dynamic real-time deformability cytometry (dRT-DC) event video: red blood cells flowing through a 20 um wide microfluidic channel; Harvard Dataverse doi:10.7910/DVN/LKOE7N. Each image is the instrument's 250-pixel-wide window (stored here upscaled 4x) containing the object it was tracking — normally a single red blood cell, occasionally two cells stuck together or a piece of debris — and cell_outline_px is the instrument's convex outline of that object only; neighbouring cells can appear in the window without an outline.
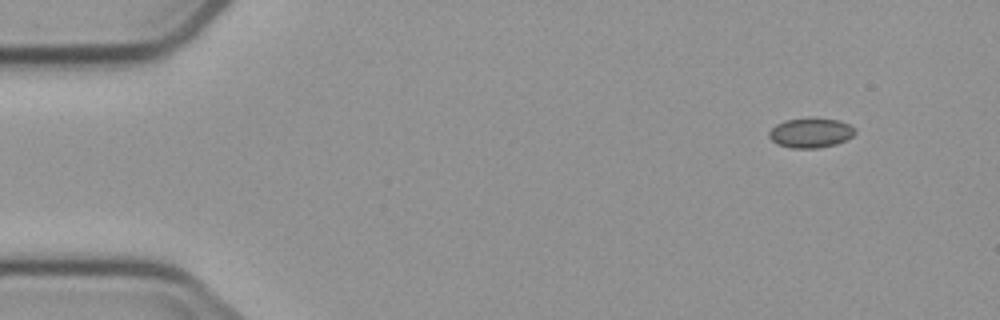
{"species": "common noctule bat (a hibernating species)", "species_latin": "Nyctalus noctula", "temperature_condition": "cold", "stored_images_in_passage": 4, "camera_frame_rate_fps": 3000, "um_per_image_px": 0.085, "animal": {"sex": "male", "body_mass_g": 23.1, "forearm_length_mm": 52.7}, "frame": {"image": 1, "passage_image": 1, "time_ms": 0.0, "image_size_px": [1000, 320], "cell_outline_px": [[856, 132], [852, 136], [836, 144], [820, 148], [792, 148], [776, 144], [768, 136], [768, 132], [776, 124], [784, 120], [812, 116], [840, 120], [856, 128]], "centroid_in_image_um": [68.9, 11.26], "position_along_channel_um": 16.1, "area_um2": 15.32}}
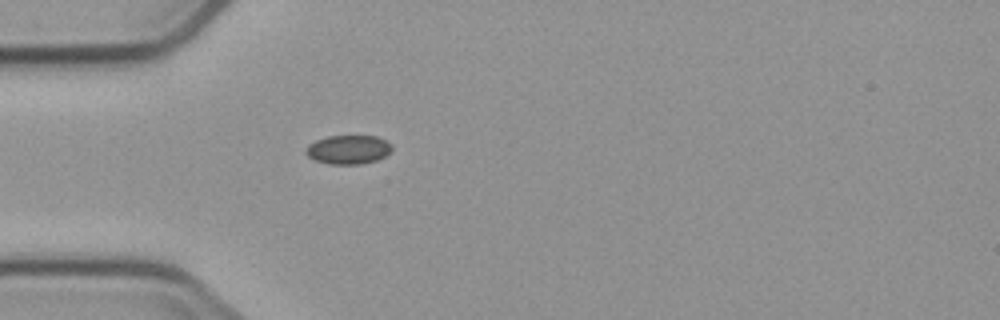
{"frame": {"image": 2, "passage_image": 4, "time_ms": 3.667, "image_size_px": [1000, 320], "cell_outline_px": [[392, 148], [384, 156], [376, 160], [360, 164], [328, 164], [312, 160], [304, 152], [308, 144], [316, 140], [328, 136], [376, 136], [392, 144]], "centroid_in_image_um": [29.55, 12.72], "position_along_channel_um": 55.4, "area_um2": 14.51}}